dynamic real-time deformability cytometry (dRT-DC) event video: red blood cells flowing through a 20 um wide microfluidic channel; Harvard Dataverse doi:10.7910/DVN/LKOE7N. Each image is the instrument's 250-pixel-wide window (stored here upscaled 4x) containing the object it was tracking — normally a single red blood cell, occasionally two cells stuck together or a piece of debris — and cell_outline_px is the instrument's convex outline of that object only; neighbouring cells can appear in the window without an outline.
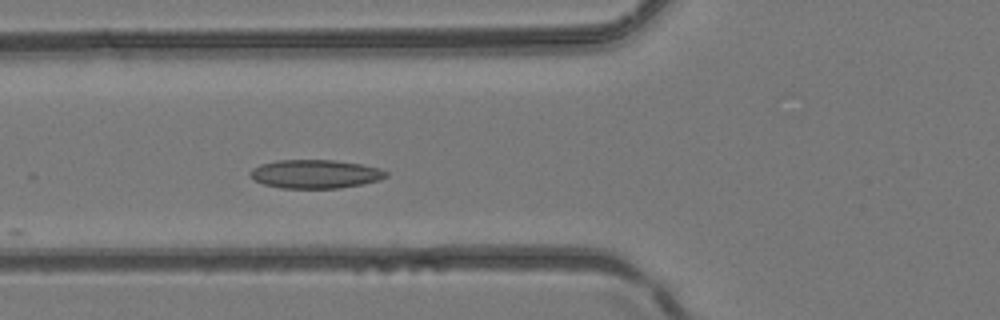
{"species": "common noctule bat (a hibernating species)", "species_latin": "Nyctalus noctula", "temperature_condition": "room temperature", "stored_images_in_passage": 4, "camera_frame_rate_fps": 3000, "um_per_image_px": 0.085, "animal": {"sex": "female", "body_mass_g": 24.6, "forearm_length_mm": 56.2}, "frame": {"image": 1, "passage_image": 4, "time_ms": 1.0, "image_size_px": [1000, 320], "cell_outline_px": [[388, 176], [380, 180], [340, 188], [280, 188], [264, 184], [252, 180], [248, 172], [252, 168], [260, 164], [276, 160], [332, 160], [360, 164], [380, 168], [388, 172]], "centroid_in_image_um": [26.76, 14.79], "position_along_channel_um": 99.0, "area_um2": 22.77}}